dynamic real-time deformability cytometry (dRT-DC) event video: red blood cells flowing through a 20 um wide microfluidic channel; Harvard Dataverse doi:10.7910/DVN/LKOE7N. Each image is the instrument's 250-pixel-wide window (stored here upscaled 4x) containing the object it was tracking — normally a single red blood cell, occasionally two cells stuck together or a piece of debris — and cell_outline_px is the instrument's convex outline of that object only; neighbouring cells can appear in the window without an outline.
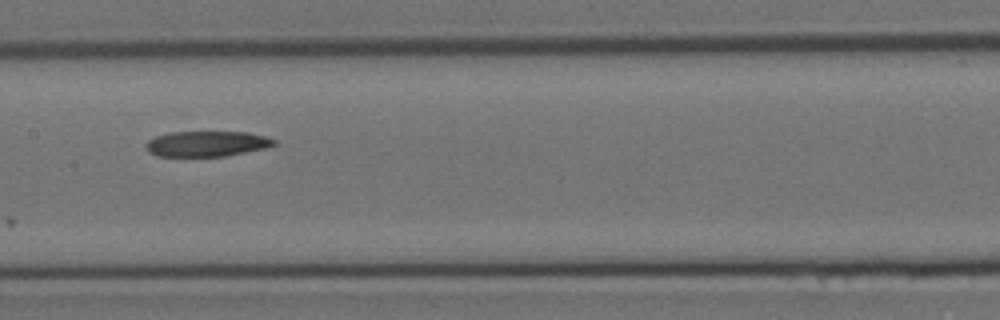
{"species": "Egyptian fruit bat (a non-hibernating species)", "species_latin": "Rousettus aegyptiacus", "temperature_condition": "room temperature", "stored_images_in_passage": 13, "segment_of_instrument_passage": [1, 2], "camera_frame_rate_fps": 3000, "um_per_image_px": 0.085, "animal": {"sex": "female"}, "frame": {"image": 1, "passage_image": 9, "time_ms": 2.667, "image_size_px": [1000, 320], "cell_outline_px": [[276, 144], [264, 148], [224, 156], [156, 156], [148, 152], [144, 148], [144, 144], [148, 140], [156, 136], [168, 132], [248, 132], [268, 136], [276, 140]], "centroid_in_image_um": [17.54, 12.21], "position_along_channel_um": 189.9, "area_um2": 19.13}}
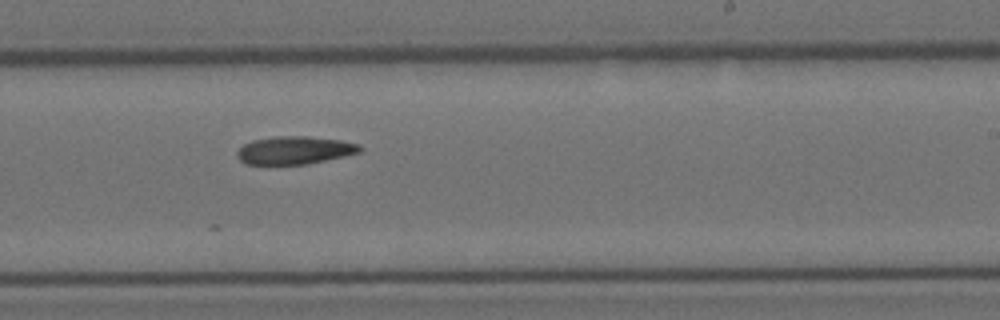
{"frame": {"image": 2, "passage_image": 11, "time_ms": 3.333, "image_size_px": [1000, 320], "cell_outline_px": [[364, 148], [360, 152], [344, 156], [308, 164], [244, 164], [236, 156], [236, 152], [244, 144], [252, 140], [276, 136], [308, 136], [340, 140], [360, 144]], "centroid_in_image_um": [25.05, 12.77], "position_along_channel_um": 264.0, "area_um2": 20.06}}